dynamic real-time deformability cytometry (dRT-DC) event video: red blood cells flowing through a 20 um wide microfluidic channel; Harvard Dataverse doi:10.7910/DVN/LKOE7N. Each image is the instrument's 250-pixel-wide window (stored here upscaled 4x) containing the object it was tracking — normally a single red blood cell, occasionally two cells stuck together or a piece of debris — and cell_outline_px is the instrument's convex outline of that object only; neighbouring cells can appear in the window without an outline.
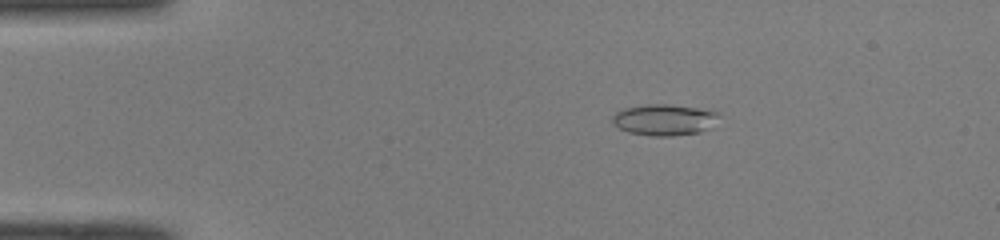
{"species": "common noctule bat (a hibernating species)", "species_latin": "Nyctalus noctula", "temperature_condition": "room temperature", "stored_images_in_passage": 50, "camera_frame_rate_fps": 3000, "um_per_image_px": 0.085, "animal": {"sex": "male", "body_mass_g": 19.0, "forearm_length_mm": 50.8}, "frame": {"image": 1, "passage_image": 9, "time_ms": 2.667, "image_size_px": [1000, 240], "cell_outline_px": [[720, 116], [708, 128], [700, 132], [672, 136], [652, 136], [628, 132], [620, 128], [612, 120], [612, 116], [616, 112], [624, 108], [648, 104], [668, 104], [696, 108], [716, 112]], "centroid_in_image_um": [56.44, 10.18], "position_along_channel_um": 28.6, "area_um2": 19.07}}
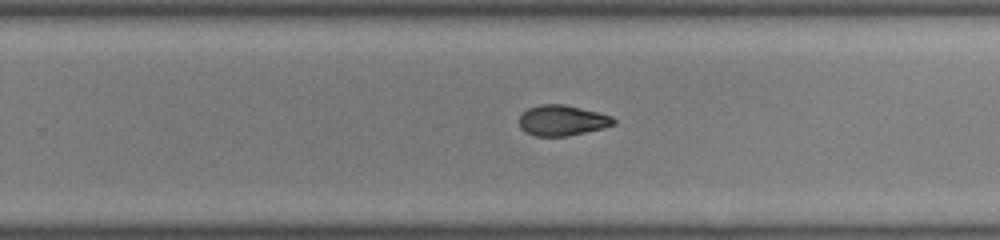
{"frame": {"image": 2, "passage_image": 32, "time_ms": 10.333, "image_size_px": [1000, 240], "cell_outline_px": [[616, 124], [604, 128], [568, 136], [536, 136], [524, 132], [520, 128], [520, 116], [528, 108], [540, 104], [564, 104], [612, 116], [616, 120]], "centroid_in_image_um": [47.79, 10.24], "position_along_channel_um": 282.0, "area_um2": 16.82}}
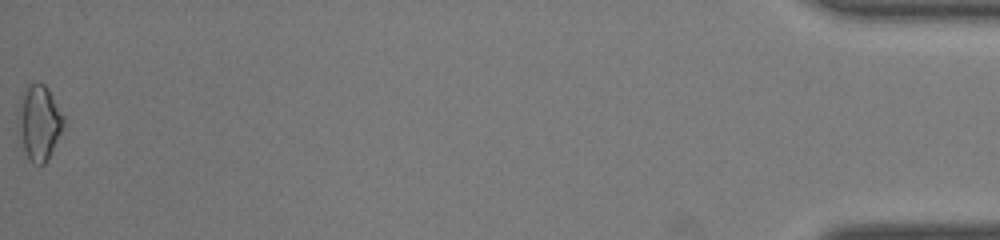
{"frame": {"image": 3, "passage_image": 50, "time_ms": 16.333, "image_size_px": [1000, 240], "cell_outline_px": [[64, 124], [48, 160], [44, 164], [32, 164], [28, 160], [24, 148], [16, 116], [20, 96], [28, 80], [36, 80], [44, 84], [48, 88], [64, 116]], "centroid_in_image_um": [3.29, 10.33], "position_along_channel_um": 431.9, "area_um2": 20.29}, "authors_computed_cell_mechanics": {"area_um2": 17.6001, "velocity_mm_per_s": 4.1064, "shape_relaxation_time_tau1_ms": null, "shape_relaxation_time_tau2_ms": 3.1802, "deformation_change_tau1": null, "deformation_change_tau2": 0.0833}}